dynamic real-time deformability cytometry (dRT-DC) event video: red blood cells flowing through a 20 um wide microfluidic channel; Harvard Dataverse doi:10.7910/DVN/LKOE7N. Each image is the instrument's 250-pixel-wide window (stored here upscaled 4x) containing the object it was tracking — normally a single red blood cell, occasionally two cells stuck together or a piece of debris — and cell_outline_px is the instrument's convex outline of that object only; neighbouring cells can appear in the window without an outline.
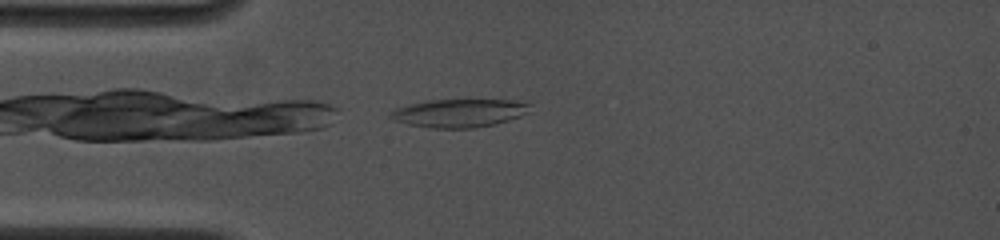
{"species": "common noctule bat (a hibernating species)", "species_latin": "Nyctalus noctula", "temperature_condition": "cold", "stored_images_in_passage": 55, "camera_frame_rate_fps": 4500, "um_per_image_px": 0.085, "animal": {"sex": "female", "body_mass_g": 19.0, "forearm_length_mm": 53.3}, "frame": {"image": 1, "passage_image": 2, "time_ms": 0.222, "image_size_px": [1000, 240], "cell_outline_px": [[528, 104], [524, 112], [520, 116], [496, 124], [472, 128], [432, 128], [408, 124], [396, 120], [388, 116], [388, 112], [396, 108], [428, 100], [524, 100]], "centroid_in_image_um": [38.99, 9.61], "position_along_channel_um": 46.0, "area_um2": 22.6}}
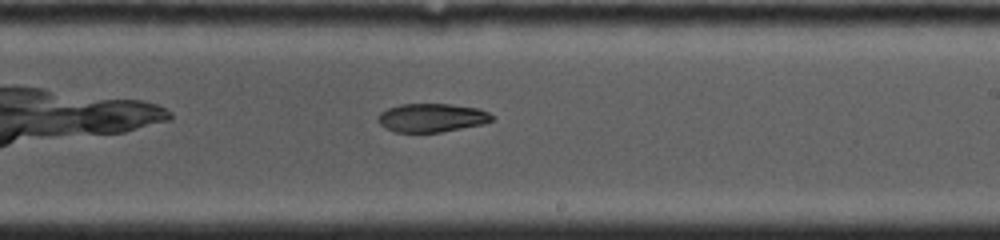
{"frame": {"image": 2, "passage_image": 27, "time_ms": 5.778, "image_size_px": [1000, 240], "cell_outline_px": [[496, 120], [480, 124], [440, 132], [396, 132], [384, 128], [376, 120], [376, 116], [380, 112], [388, 108], [400, 104], [448, 104], [480, 108], [488, 112]], "centroid_in_image_um": [36.66, 10.0], "position_along_channel_um": 252.3, "area_um2": 19.02}}
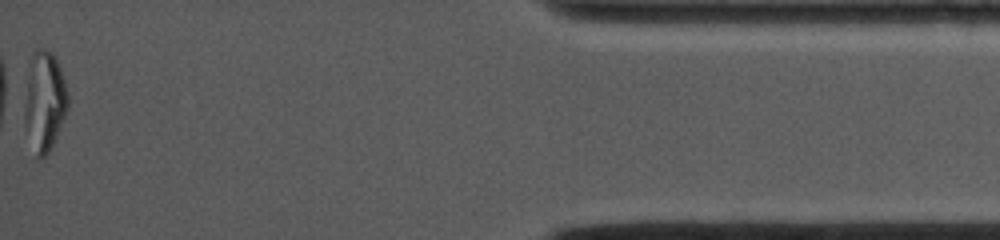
{"frame": {"image": 3, "passage_image": 55, "time_ms": 12.0, "image_size_px": [1000, 240], "cell_outline_px": [[68, 108], [64, 120], [48, 152], [40, 160], [36, 160], [24, 124], [24, 108], [32, 52], [40, 48], [52, 52], [60, 68], [64, 80], [68, 96]], "centroid_in_image_um": [3.78, 8.66], "position_along_channel_um": 431.4, "area_um2": 24.97}}